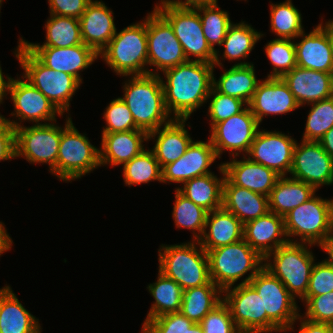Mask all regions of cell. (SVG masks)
I'll list each match as a JSON object with an SVG mask.
<instances>
[{
  "label": "cell",
  "mask_w": 333,
  "mask_h": 333,
  "mask_svg": "<svg viewBox=\"0 0 333 333\" xmlns=\"http://www.w3.org/2000/svg\"><path fill=\"white\" fill-rule=\"evenodd\" d=\"M318 25L326 32V35L329 39L331 49H332V52H333V19L328 20L325 23H323V21L321 20V23L318 24Z\"/></svg>",
  "instance_id": "91938a15"
},
{
  "label": "cell",
  "mask_w": 333,
  "mask_h": 333,
  "mask_svg": "<svg viewBox=\"0 0 333 333\" xmlns=\"http://www.w3.org/2000/svg\"><path fill=\"white\" fill-rule=\"evenodd\" d=\"M333 291V265L326 260L315 262L305 296H319Z\"/></svg>",
  "instance_id": "f907efd6"
},
{
  "label": "cell",
  "mask_w": 333,
  "mask_h": 333,
  "mask_svg": "<svg viewBox=\"0 0 333 333\" xmlns=\"http://www.w3.org/2000/svg\"><path fill=\"white\" fill-rule=\"evenodd\" d=\"M99 148L100 166L124 165L145 149L148 133L143 130L102 133Z\"/></svg>",
  "instance_id": "484cf974"
},
{
  "label": "cell",
  "mask_w": 333,
  "mask_h": 333,
  "mask_svg": "<svg viewBox=\"0 0 333 333\" xmlns=\"http://www.w3.org/2000/svg\"><path fill=\"white\" fill-rule=\"evenodd\" d=\"M243 239L263 258L287 244L284 217L271 211L244 224Z\"/></svg>",
  "instance_id": "603a6c76"
},
{
  "label": "cell",
  "mask_w": 333,
  "mask_h": 333,
  "mask_svg": "<svg viewBox=\"0 0 333 333\" xmlns=\"http://www.w3.org/2000/svg\"><path fill=\"white\" fill-rule=\"evenodd\" d=\"M217 158L210 138L207 141H192L177 161L162 167V183L183 184L192 178L213 173L209 167Z\"/></svg>",
  "instance_id": "ffe728a7"
},
{
  "label": "cell",
  "mask_w": 333,
  "mask_h": 333,
  "mask_svg": "<svg viewBox=\"0 0 333 333\" xmlns=\"http://www.w3.org/2000/svg\"><path fill=\"white\" fill-rule=\"evenodd\" d=\"M223 291L211 280L200 287L183 291L180 312L194 323L202 319L223 301Z\"/></svg>",
  "instance_id": "d590c367"
},
{
  "label": "cell",
  "mask_w": 333,
  "mask_h": 333,
  "mask_svg": "<svg viewBox=\"0 0 333 333\" xmlns=\"http://www.w3.org/2000/svg\"><path fill=\"white\" fill-rule=\"evenodd\" d=\"M206 252L210 278L222 291L234 286L248 272L239 284H249L264 267V258L244 239Z\"/></svg>",
  "instance_id": "5b68a950"
},
{
  "label": "cell",
  "mask_w": 333,
  "mask_h": 333,
  "mask_svg": "<svg viewBox=\"0 0 333 333\" xmlns=\"http://www.w3.org/2000/svg\"><path fill=\"white\" fill-rule=\"evenodd\" d=\"M316 189L303 181L280 176L268 196L269 211L285 217L291 210L308 201Z\"/></svg>",
  "instance_id": "d6a6232c"
},
{
  "label": "cell",
  "mask_w": 333,
  "mask_h": 333,
  "mask_svg": "<svg viewBox=\"0 0 333 333\" xmlns=\"http://www.w3.org/2000/svg\"><path fill=\"white\" fill-rule=\"evenodd\" d=\"M103 119L106 121L102 133L140 130L133 119L128 106L120 99H113L105 108Z\"/></svg>",
  "instance_id": "bcb514c9"
},
{
  "label": "cell",
  "mask_w": 333,
  "mask_h": 333,
  "mask_svg": "<svg viewBox=\"0 0 333 333\" xmlns=\"http://www.w3.org/2000/svg\"><path fill=\"white\" fill-rule=\"evenodd\" d=\"M306 307L305 319L333 325V291L319 296H305L302 300Z\"/></svg>",
  "instance_id": "c3c4849f"
},
{
  "label": "cell",
  "mask_w": 333,
  "mask_h": 333,
  "mask_svg": "<svg viewBox=\"0 0 333 333\" xmlns=\"http://www.w3.org/2000/svg\"><path fill=\"white\" fill-rule=\"evenodd\" d=\"M185 333H204L200 323H194Z\"/></svg>",
  "instance_id": "6125c7cd"
},
{
  "label": "cell",
  "mask_w": 333,
  "mask_h": 333,
  "mask_svg": "<svg viewBox=\"0 0 333 333\" xmlns=\"http://www.w3.org/2000/svg\"><path fill=\"white\" fill-rule=\"evenodd\" d=\"M218 167L223 175L218 178L214 173L192 178L176 189L196 205L210 212L222 207L223 182L225 172L222 164Z\"/></svg>",
  "instance_id": "836d02e7"
},
{
  "label": "cell",
  "mask_w": 333,
  "mask_h": 333,
  "mask_svg": "<svg viewBox=\"0 0 333 333\" xmlns=\"http://www.w3.org/2000/svg\"><path fill=\"white\" fill-rule=\"evenodd\" d=\"M217 3L194 8L199 13L204 36L214 52H217L216 45L221 47L229 27L233 24L229 13L220 9Z\"/></svg>",
  "instance_id": "b9f144b4"
},
{
  "label": "cell",
  "mask_w": 333,
  "mask_h": 333,
  "mask_svg": "<svg viewBox=\"0 0 333 333\" xmlns=\"http://www.w3.org/2000/svg\"><path fill=\"white\" fill-rule=\"evenodd\" d=\"M264 36L261 32L253 29L252 25L245 23V21H241L239 23H233L223 40L221 46H224V52L221 56L219 54V48L215 54L214 66H219L220 69H224V66L220 59L228 61L232 60H246L252 50L254 49L255 44L260 41V39ZM223 58H220V57Z\"/></svg>",
  "instance_id": "e575fe53"
},
{
  "label": "cell",
  "mask_w": 333,
  "mask_h": 333,
  "mask_svg": "<svg viewBox=\"0 0 333 333\" xmlns=\"http://www.w3.org/2000/svg\"><path fill=\"white\" fill-rule=\"evenodd\" d=\"M319 247L326 254H328V259L325 260L333 265V232L323 241Z\"/></svg>",
  "instance_id": "680465c9"
},
{
  "label": "cell",
  "mask_w": 333,
  "mask_h": 333,
  "mask_svg": "<svg viewBox=\"0 0 333 333\" xmlns=\"http://www.w3.org/2000/svg\"><path fill=\"white\" fill-rule=\"evenodd\" d=\"M154 9L171 25L187 60L214 62L216 52L211 49L204 36L201 19L195 9L157 3Z\"/></svg>",
  "instance_id": "8fae6325"
},
{
  "label": "cell",
  "mask_w": 333,
  "mask_h": 333,
  "mask_svg": "<svg viewBox=\"0 0 333 333\" xmlns=\"http://www.w3.org/2000/svg\"><path fill=\"white\" fill-rule=\"evenodd\" d=\"M146 32L148 66L156 67L150 74L160 75V71L188 61L171 25L155 9L147 13Z\"/></svg>",
  "instance_id": "9a60e30c"
},
{
  "label": "cell",
  "mask_w": 333,
  "mask_h": 333,
  "mask_svg": "<svg viewBox=\"0 0 333 333\" xmlns=\"http://www.w3.org/2000/svg\"><path fill=\"white\" fill-rule=\"evenodd\" d=\"M99 148L92 145L71 121L61 133L56 162V177L70 182L99 168Z\"/></svg>",
  "instance_id": "9c48e42d"
},
{
  "label": "cell",
  "mask_w": 333,
  "mask_h": 333,
  "mask_svg": "<svg viewBox=\"0 0 333 333\" xmlns=\"http://www.w3.org/2000/svg\"><path fill=\"white\" fill-rule=\"evenodd\" d=\"M147 289L155 301L151 305L144 323L168 313L180 312L183 289L174 280L158 270L157 281L150 283Z\"/></svg>",
  "instance_id": "8d00e7d4"
},
{
  "label": "cell",
  "mask_w": 333,
  "mask_h": 333,
  "mask_svg": "<svg viewBox=\"0 0 333 333\" xmlns=\"http://www.w3.org/2000/svg\"><path fill=\"white\" fill-rule=\"evenodd\" d=\"M193 324L181 312L168 313L147 320L142 325L141 333H185Z\"/></svg>",
  "instance_id": "7dc6e473"
},
{
  "label": "cell",
  "mask_w": 333,
  "mask_h": 333,
  "mask_svg": "<svg viewBox=\"0 0 333 333\" xmlns=\"http://www.w3.org/2000/svg\"><path fill=\"white\" fill-rule=\"evenodd\" d=\"M248 106L259 124L266 116L286 114L300 107L287 84L277 77L261 80Z\"/></svg>",
  "instance_id": "44dd1931"
},
{
  "label": "cell",
  "mask_w": 333,
  "mask_h": 333,
  "mask_svg": "<svg viewBox=\"0 0 333 333\" xmlns=\"http://www.w3.org/2000/svg\"><path fill=\"white\" fill-rule=\"evenodd\" d=\"M270 30L276 37L295 41L304 28L302 14L292 0H286L278 4H270Z\"/></svg>",
  "instance_id": "f35d334b"
},
{
  "label": "cell",
  "mask_w": 333,
  "mask_h": 333,
  "mask_svg": "<svg viewBox=\"0 0 333 333\" xmlns=\"http://www.w3.org/2000/svg\"><path fill=\"white\" fill-rule=\"evenodd\" d=\"M82 41L98 55L108 45L117 29L114 14L104 2L92 0L79 18Z\"/></svg>",
  "instance_id": "cb8c5ba5"
},
{
  "label": "cell",
  "mask_w": 333,
  "mask_h": 333,
  "mask_svg": "<svg viewBox=\"0 0 333 333\" xmlns=\"http://www.w3.org/2000/svg\"><path fill=\"white\" fill-rule=\"evenodd\" d=\"M200 324L204 333H241L223 301L210 311Z\"/></svg>",
  "instance_id": "681fc988"
},
{
  "label": "cell",
  "mask_w": 333,
  "mask_h": 333,
  "mask_svg": "<svg viewBox=\"0 0 333 333\" xmlns=\"http://www.w3.org/2000/svg\"><path fill=\"white\" fill-rule=\"evenodd\" d=\"M92 0H48L49 13L80 18Z\"/></svg>",
  "instance_id": "816d5d0a"
},
{
  "label": "cell",
  "mask_w": 333,
  "mask_h": 333,
  "mask_svg": "<svg viewBox=\"0 0 333 333\" xmlns=\"http://www.w3.org/2000/svg\"><path fill=\"white\" fill-rule=\"evenodd\" d=\"M222 296L241 333L282 332L263 312L262 299L250 284L229 287Z\"/></svg>",
  "instance_id": "4fadbf2b"
},
{
  "label": "cell",
  "mask_w": 333,
  "mask_h": 333,
  "mask_svg": "<svg viewBox=\"0 0 333 333\" xmlns=\"http://www.w3.org/2000/svg\"><path fill=\"white\" fill-rule=\"evenodd\" d=\"M15 128L0 115V162L16 159Z\"/></svg>",
  "instance_id": "f5cc1de1"
},
{
  "label": "cell",
  "mask_w": 333,
  "mask_h": 333,
  "mask_svg": "<svg viewBox=\"0 0 333 333\" xmlns=\"http://www.w3.org/2000/svg\"><path fill=\"white\" fill-rule=\"evenodd\" d=\"M309 246L313 245L288 242L264 258V267L285 285L295 299L305 297L315 264V256Z\"/></svg>",
  "instance_id": "52a82bcc"
},
{
  "label": "cell",
  "mask_w": 333,
  "mask_h": 333,
  "mask_svg": "<svg viewBox=\"0 0 333 333\" xmlns=\"http://www.w3.org/2000/svg\"><path fill=\"white\" fill-rule=\"evenodd\" d=\"M43 65L74 76L81 84V71L90 67L99 55L84 43L72 47L25 46Z\"/></svg>",
  "instance_id": "d6986e66"
},
{
  "label": "cell",
  "mask_w": 333,
  "mask_h": 333,
  "mask_svg": "<svg viewBox=\"0 0 333 333\" xmlns=\"http://www.w3.org/2000/svg\"><path fill=\"white\" fill-rule=\"evenodd\" d=\"M295 144L290 176L312 185L317 191L321 186L333 184V158L319 142L301 141Z\"/></svg>",
  "instance_id": "e0dca14e"
},
{
  "label": "cell",
  "mask_w": 333,
  "mask_h": 333,
  "mask_svg": "<svg viewBox=\"0 0 333 333\" xmlns=\"http://www.w3.org/2000/svg\"><path fill=\"white\" fill-rule=\"evenodd\" d=\"M72 121L66 118L65 126L51 123L20 126L15 129L16 157H22L29 163L49 165V172L56 175V162L62 130Z\"/></svg>",
  "instance_id": "30bf717a"
},
{
  "label": "cell",
  "mask_w": 333,
  "mask_h": 333,
  "mask_svg": "<svg viewBox=\"0 0 333 333\" xmlns=\"http://www.w3.org/2000/svg\"><path fill=\"white\" fill-rule=\"evenodd\" d=\"M158 256V270L174 280L183 291L203 286L211 281L207 252L199 241L162 244Z\"/></svg>",
  "instance_id": "3957f363"
},
{
  "label": "cell",
  "mask_w": 333,
  "mask_h": 333,
  "mask_svg": "<svg viewBox=\"0 0 333 333\" xmlns=\"http://www.w3.org/2000/svg\"><path fill=\"white\" fill-rule=\"evenodd\" d=\"M218 0H161L158 4H167L177 8H197L199 6L210 5Z\"/></svg>",
  "instance_id": "11a10c76"
},
{
  "label": "cell",
  "mask_w": 333,
  "mask_h": 333,
  "mask_svg": "<svg viewBox=\"0 0 333 333\" xmlns=\"http://www.w3.org/2000/svg\"><path fill=\"white\" fill-rule=\"evenodd\" d=\"M260 124L251 113L249 106L242 112L216 123L210 130V140L218 158L223 151H229L230 157L247 156Z\"/></svg>",
  "instance_id": "2e32d148"
},
{
  "label": "cell",
  "mask_w": 333,
  "mask_h": 333,
  "mask_svg": "<svg viewBox=\"0 0 333 333\" xmlns=\"http://www.w3.org/2000/svg\"><path fill=\"white\" fill-rule=\"evenodd\" d=\"M214 69L213 63L188 60L163 71L166 77V81L161 77L164 102L173 119L188 120L194 111L208 102Z\"/></svg>",
  "instance_id": "6da1fadb"
},
{
  "label": "cell",
  "mask_w": 333,
  "mask_h": 333,
  "mask_svg": "<svg viewBox=\"0 0 333 333\" xmlns=\"http://www.w3.org/2000/svg\"><path fill=\"white\" fill-rule=\"evenodd\" d=\"M3 74L4 73L2 72V68H1V64H0V104L4 103L3 100L7 96V83H8V78H9V76L6 75L7 80L4 79Z\"/></svg>",
  "instance_id": "94428289"
},
{
  "label": "cell",
  "mask_w": 333,
  "mask_h": 333,
  "mask_svg": "<svg viewBox=\"0 0 333 333\" xmlns=\"http://www.w3.org/2000/svg\"><path fill=\"white\" fill-rule=\"evenodd\" d=\"M296 142L297 140L280 131L259 128L246 157L274 170L280 176H287L291 171Z\"/></svg>",
  "instance_id": "ac0fdd59"
},
{
  "label": "cell",
  "mask_w": 333,
  "mask_h": 333,
  "mask_svg": "<svg viewBox=\"0 0 333 333\" xmlns=\"http://www.w3.org/2000/svg\"><path fill=\"white\" fill-rule=\"evenodd\" d=\"M254 64L240 61L228 70L225 69L220 78L213 77V87L220 93L241 99L249 104L257 85Z\"/></svg>",
  "instance_id": "1f68e13d"
},
{
  "label": "cell",
  "mask_w": 333,
  "mask_h": 333,
  "mask_svg": "<svg viewBox=\"0 0 333 333\" xmlns=\"http://www.w3.org/2000/svg\"><path fill=\"white\" fill-rule=\"evenodd\" d=\"M284 224L289 242L297 243L298 240L292 239L297 236L299 243L320 246L333 232V199H323L314 194L291 210L284 217Z\"/></svg>",
  "instance_id": "ba28073f"
},
{
  "label": "cell",
  "mask_w": 333,
  "mask_h": 333,
  "mask_svg": "<svg viewBox=\"0 0 333 333\" xmlns=\"http://www.w3.org/2000/svg\"><path fill=\"white\" fill-rule=\"evenodd\" d=\"M265 53L273 66L267 77L281 78L297 66L295 44L291 39L270 40L265 45Z\"/></svg>",
  "instance_id": "ee69618b"
},
{
  "label": "cell",
  "mask_w": 333,
  "mask_h": 333,
  "mask_svg": "<svg viewBox=\"0 0 333 333\" xmlns=\"http://www.w3.org/2000/svg\"><path fill=\"white\" fill-rule=\"evenodd\" d=\"M297 320L300 321L298 333H333L332 324L312 322L302 317V315H299Z\"/></svg>",
  "instance_id": "db71d44e"
},
{
  "label": "cell",
  "mask_w": 333,
  "mask_h": 333,
  "mask_svg": "<svg viewBox=\"0 0 333 333\" xmlns=\"http://www.w3.org/2000/svg\"><path fill=\"white\" fill-rule=\"evenodd\" d=\"M39 319L18 300L12 288L0 289V333H41Z\"/></svg>",
  "instance_id": "4dcf8cb0"
},
{
  "label": "cell",
  "mask_w": 333,
  "mask_h": 333,
  "mask_svg": "<svg viewBox=\"0 0 333 333\" xmlns=\"http://www.w3.org/2000/svg\"><path fill=\"white\" fill-rule=\"evenodd\" d=\"M207 214L208 211L203 207L196 205L175 189L172 217L178 229L191 230L192 239L198 241L204 233Z\"/></svg>",
  "instance_id": "ab89813d"
},
{
  "label": "cell",
  "mask_w": 333,
  "mask_h": 333,
  "mask_svg": "<svg viewBox=\"0 0 333 333\" xmlns=\"http://www.w3.org/2000/svg\"><path fill=\"white\" fill-rule=\"evenodd\" d=\"M14 56L24 70L22 75L62 113L68 114L70 101L81 83L72 75L43 65L20 41ZM68 111V112H67Z\"/></svg>",
  "instance_id": "8992f818"
},
{
  "label": "cell",
  "mask_w": 333,
  "mask_h": 333,
  "mask_svg": "<svg viewBox=\"0 0 333 333\" xmlns=\"http://www.w3.org/2000/svg\"><path fill=\"white\" fill-rule=\"evenodd\" d=\"M186 121L187 119H173L167 125L148 133V141L155 140L151 150L161 168L177 161L192 143L190 133L185 128Z\"/></svg>",
  "instance_id": "4316f807"
},
{
  "label": "cell",
  "mask_w": 333,
  "mask_h": 333,
  "mask_svg": "<svg viewBox=\"0 0 333 333\" xmlns=\"http://www.w3.org/2000/svg\"><path fill=\"white\" fill-rule=\"evenodd\" d=\"M225 177L234 185L269 196L280 177L274 170L252 162L243 156L241 160L233 157L230 162L221 163Z\"/></svg>",
  "instance_id": "d4e9b609"
},
{
  "label": "cell",
  "mask_w": 333,
  "mask_h": 333,
  "mask_svg": "<svg viewBox=\"0 0 333 333\" xmlns=\"http://www.w3.org/2000/svg\"><path fill=\"white\" fill-rule=\"evenodd\" d=\"M323 149L333 158V127L320 139Z\"/></svg>",
  "instance_id": "6f0895ef"
},
{
  "label": "cell",
  "mask_w": 333,
  "mask_h": 333,
  "mask_svg": "<svg viewBox=\"0 0 333 333\" xmlns=\"http://www.w3.org/2000/svg\"><path fill=\"white\" fill-rule=\"evenodd\" d=\"M100 57L119 76L150 74L146 18L116 31Z\"/></svg>",
  "instance_id": "277c9868"
},
{
  "label": "cell",
  "mask_w": 333,
  "mask_h": 333,
  "mask_svg": "<svg viewBox=\"0 0 333 333\" xmlns=\"http://www.w3.org/2000/svg\"><path fill=\"white\" fill-rule=\"evenodd\" d=\"M120 99L128 106L136 126L147 133L173 120L164 102L161 75H127Z\"/></svg>",
  "instance_id": "7a4b0ae2"
},
{
  "label": "cell",
  "mask_w": 333,
  "mask_h": 333,
  "mask_svg": "<svg viewBox=\"0 0 333 333\" xmlns=\"http://www.w3.org/2000/svg\"><path fill=\"white\" fill-rule=\"evenodd\" d=\"M123 176L124 184L129 187L155 180L161 183L162 168L152 150L148 148L123 165Z\"/></svg>",
  "instance_id": "60d3db41"
},
{
  "label": "cell",
  "mask_w": 333,
  "mask_h": 333,
  "mask_svg": "<svg viewBox=\"0 0 333 333\" xmlns=\"http://www.w3.org/2000/svg\"><path fill=\"white\" fill-rule=\"evenodd\" d=\"M243 233L244 224L221 207L208 212L204 233L198 241L205 251H209L242 240Z\"/></svg>",
  "instance_id": "f1b7e54d"
},
{
  "label": "cell",
  "mask_w": 333,
  "mask_h": 333,
  "mask_svg": "<svg viewBox=\"0 0 333 333\" xmlns=\"http://www.w3.org/2000/svg\"><path fill=\"white\" fill-rule=\"evenodd\" d=\"M8 94L14 104V112H11L10 115L16 117V120L7 119V121L15 129L22 126V122L26 120L34 124H42V122L46 124L57 121L56 117L63 115L48 98L23 76H19L17 79L8 78Z\"/></svg>",
  "instance_id": "5bb4252c"
},
{
  "label": "cell",
  "mask_w": 333,
  "mask_h": 333,
  "mask_svg": "<svg viewBox=\"0 0 333 333\" xmlns=\"http://www.w3.org/2000/svg\"><path fill=\"white\" fill-rule=\"evenodd\" d=\"M294 42L297 66L333 74V52L326 32L315 26L309 33L302 32Z\"/></svg>",
  "instance_id": "83f0119b"
},
{
  "label": "cell",
  "mask_w": 333,
  "mask_h": 333,
  "mask_svg": "<svg viewBox=\"0 0 333 333\" xmlns=\"http://www.w3.org/2000/svg\"><path fill=\"white\" fill-rule=\"evenodd\" d=\"M222 207L245 224L269 212L268 196L236 186L225 177Z\"/></svg>",
  "instance_id": "f546056e"
},
{
  "label": "cell",
  "mask_w": 333,
  "mask_h": 333,
  "mask_svg": "<svg viewBox=\"0 0 333 333\" xmlns=\"http://www.w3.org/2000/svg\"><path fill=\"white\" fill-rule=\"evenodd\" d=\"M211 100L208 106V115L210 128L216 123L222 122L233 115L242 112L248 104L239 98L228 96L218 92L212 87L207 100Z\"/></svg>",
  "instance_id": "f6af8a7d"
},
{
  "label": "cell",
  "mask_w": 333,
  "mask_h": 333,
  "mask_svg": "<svg viewBox=\"0 0 333 333\" xmlns=\"http://www.w3.org/2000/svg\"><path fill=\"white\" fill-rule=\"evenodd\" d=\"M13 241L7 233L6 227L3 222L0 221V256L12 248Z\"/></svg>",
  "instance_id": "9f6ffc18"
},
{
  "label": "cell",
  "mask_w": 333,
  "mask_h": 333,
  "mask_svg": "<svg viewBox=\"0 0 333 333\" xmlns=\"http://www.w3.org/2000/svg\"><path fill=\"white\" fill-rule=\"evenodd\" d=\"M300 107L333 96V74L299 66L282 77Z\"/></svg>",
  "instance_id": "7402d4cb"
},
{
  "label": "cell",
  "mask_w": 333,
  "mask_h": 333,
  "mask_svg": "<svg viewBox=\"0 0 333 333\" xmlns=\"http://www.w3.org/2000/svg\"><path fill=\"white\" fill-rule=\"evenodd\" d=\"M2 2H4V0H0V10H1V6H2ZM1 13V11H0Z\"/></svg>",
  "instance_id": "be15d7a7"
},
{
  "label": "cell",
  "mask_w": 333,
  "mask_h": 333,
  "mask_svg": "<svg viewBox=\"0 0 333 333\" xmlns=\"http://www.w3.org/2000/svg\"><path fill=\"white\" fill-rule=\"evenodd\" d=\"M258 292L263 303V312L282 331H293L300 309L296 299L285 285L263 267L249 282Z\"/></svg>",
  "instance_id": "7c38bea8"
},
{
  "label": "cell",
  "mask_w": 333,
  "mask_h": 333,
  "mask_svg": "<svg viewBox=\"0 0 333 333\" xmlns=\"http://www.w3.org/2000/svg\"><path fill=\"white\" fill-rule=\"evenodd\" d=\"M46 40L42 45L20 38L24 46L72 47L83 43L79 18L50 14L45 24Z\"/></svg>",
  "instance_id": "74e56055"
},
{
  "label": "cell",
  "mask_w": 333,
  "mask_h": 333,
  "mask_svg": "<svg viewBox=\"0 0 333 333\" xmlns=\"http://www.w3.org/2000/svg\"><path fill=\"white\" fill-rule=\"evenodd\" d=\"M309 105L311 109L307 116L302 140L319 142L333 127V96Z\"/></svg>",
  "instance_id": "7bdbcfd3"
}]
</instances>
